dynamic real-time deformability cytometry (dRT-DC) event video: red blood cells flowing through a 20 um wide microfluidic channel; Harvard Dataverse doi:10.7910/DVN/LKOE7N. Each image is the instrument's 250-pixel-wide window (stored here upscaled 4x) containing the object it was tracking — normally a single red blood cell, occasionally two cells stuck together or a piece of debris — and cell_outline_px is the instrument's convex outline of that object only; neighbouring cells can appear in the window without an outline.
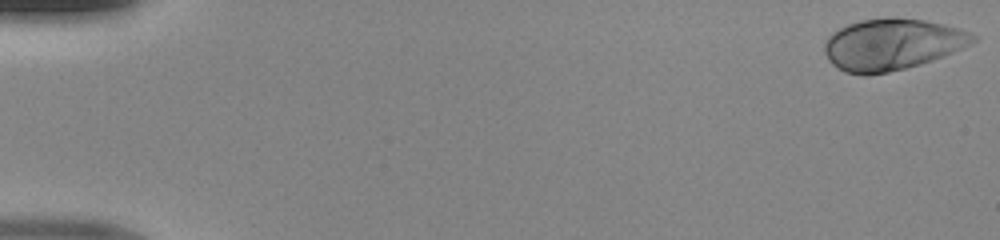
{"species": "human", "species_latin": "Homo sapiens", "temperature_condition": "room temperature", "stored_images_in_passage": 49, "camera_frame_rate_fps": 3000, "um_per_image_px": 0.085, "donor": {"sex": "male"}, "frame": {"image": 1, "passage_image": 1, "time_ms": 0.0, "image_size_px": [1000, 240], "cell_outline_px": [[980, 36], [976, 40], [944, 56], [920, 64], [888, 72], [864, 76], [844, 72], [832, 64], [828, 60], [824, 52], [824, 44], [828, 36], [832, 32], [848, 24], [860, 20], [888, 16], [896, 16], [924, 20], [944, 24], [960, 28]], "centroid_in_image_um": [75.8, 3.75], "position_along_channel_um": 9.2, "area_um2": 44.85}}
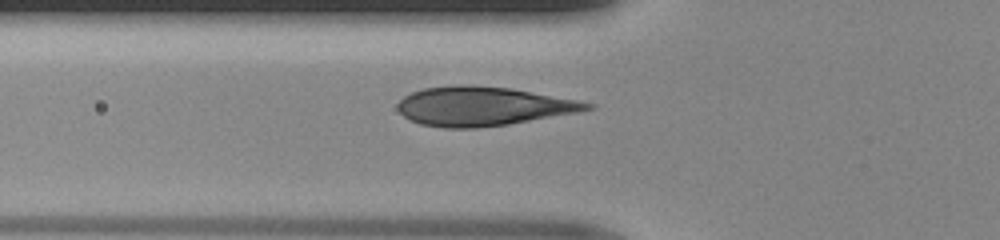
{"frame": {"image": 2, "passage_image": 18, "time_ms": 5.667, "image_size_px": [1000, 240], "cell_outline_px": [[596, 108], [576, 112], [508, 124], [476, 128], [444, 128], [420, 124], [408, 120], [396, 108], [396, 104], [404, 96], [412, 92], [424, 88], [460, 84], [508, 88], [576, 100], [596, 104]], "centroid_in_image_um": [40.98, 9.04], "position_along_channel_um": 84.8, "area_um2": 42.77}}
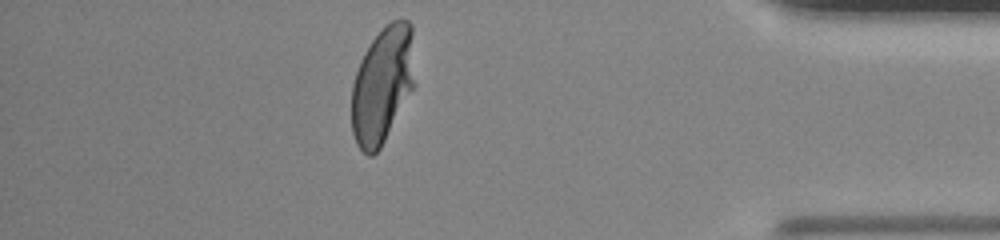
{"frame": {"image": 3, "passage_image": 43, "time_ms": 14.0, "image_size_px": [1000, 240], "cell_outline_px": [[416, 84], [380, 148], [372, 156], [368, 156], [356, 144], [352, 132], [352, 84], [360, 60], [364, 52], [372, 40], [392, 20], [400, 16], [408, 20], [412, 24]], "centroid_in_image_um": [32.54, 7.18], "position_along_channel_um": 402.7, "area_um2": 43.41}}